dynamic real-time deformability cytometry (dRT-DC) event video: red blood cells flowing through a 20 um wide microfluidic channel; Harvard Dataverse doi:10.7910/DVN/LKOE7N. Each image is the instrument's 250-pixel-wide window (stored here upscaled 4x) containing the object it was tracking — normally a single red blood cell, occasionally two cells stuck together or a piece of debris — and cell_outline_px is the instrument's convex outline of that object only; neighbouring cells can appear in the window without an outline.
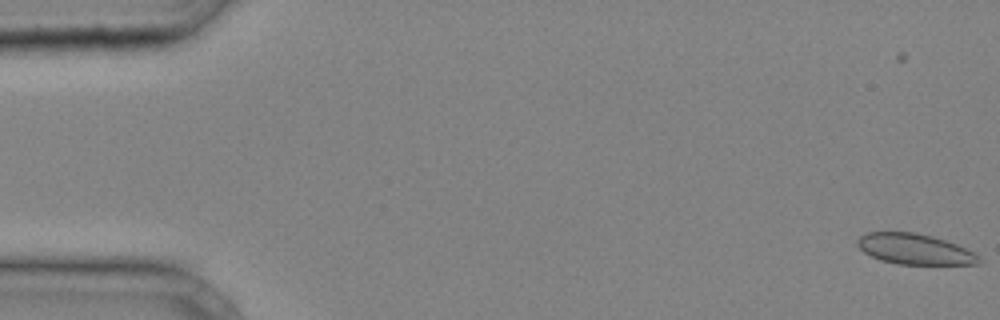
{"species": "common noctule bat (a hibernating species)", "species_latin": "Nyctalus noctula", "temperature_condition": "cold", "stored_images_in_passage": 43, "camera_frame_rate_fps": 3000, "um_per_image_px": 0.085, "animal": {"sex": "male", "body_mass_g": 20.4}, "frame": {"image": 1, "passage_image": 3, "time_ms": 0.667, "image_size_px": [1000, 320], "cell_outline_px": [[980, 264], [896, 264], [880, 260], [864, 252], [856, 244], [856, 240], [860, 236], [868, 232], [912, 232], [932, 236], [956, 244], [980, 256]], "centroid_in_image_um": [77.72, 21.17], "position_along_channel_um": 7.3, "area_um2": 21.5}}
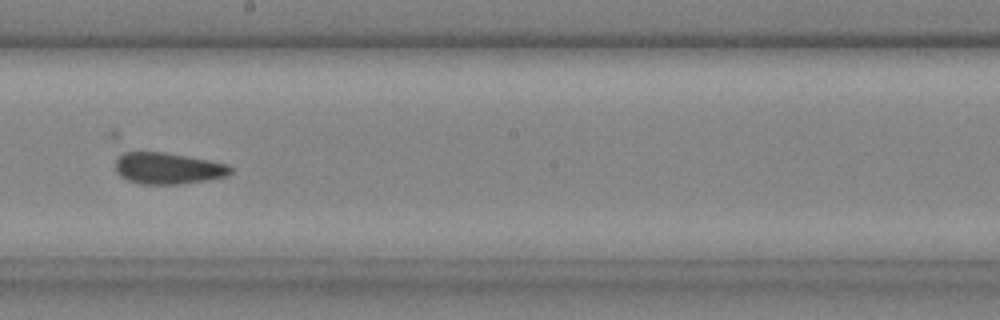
{"frame": {"image": 2, "passage_image": 26, "time_ms": 8.333, "image_size_px": [1000, 320], "cell_outline_px": [[232, 172], [228, 176], [208, 180], [180, 184], [140, 184], [128, 180], [120, 176], [116, 172], [116, 160], [124, 152], [164, 152], [188, 156], [228, 164], [232, 168]], "centroid_in_image_um": [14.3, 14.31], "position_along_channel_um": 233.9, "area_um2": 21.15}}
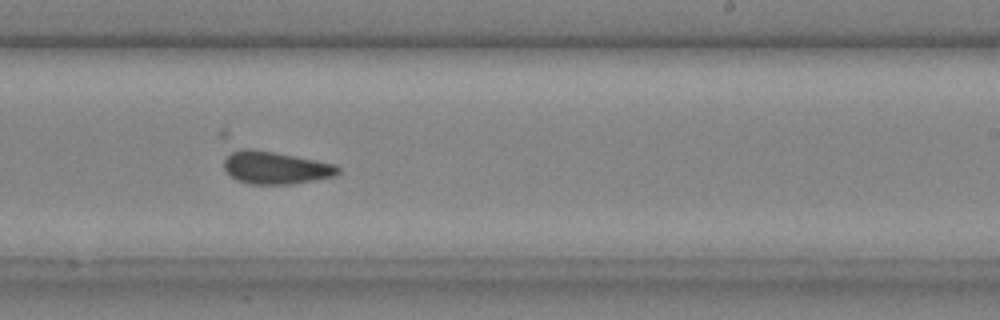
{"frame": {"image": 3, "passage_image": 28, "time_ms": 9.0, "image_size_px": [1000, 320], "cell_outline_px": [[340, 172], [336, 176], [292, 184], [248, 184], [236, 180], [224, 168], [224, 160], [232, 152], [244, 148], [272, 152], [316, 160], [336, 164], [340, 168]], "centroid_in_image_um": [23.45, 14.27], "position_along_channel_um": 265.5, "area_um2": 21.44}}